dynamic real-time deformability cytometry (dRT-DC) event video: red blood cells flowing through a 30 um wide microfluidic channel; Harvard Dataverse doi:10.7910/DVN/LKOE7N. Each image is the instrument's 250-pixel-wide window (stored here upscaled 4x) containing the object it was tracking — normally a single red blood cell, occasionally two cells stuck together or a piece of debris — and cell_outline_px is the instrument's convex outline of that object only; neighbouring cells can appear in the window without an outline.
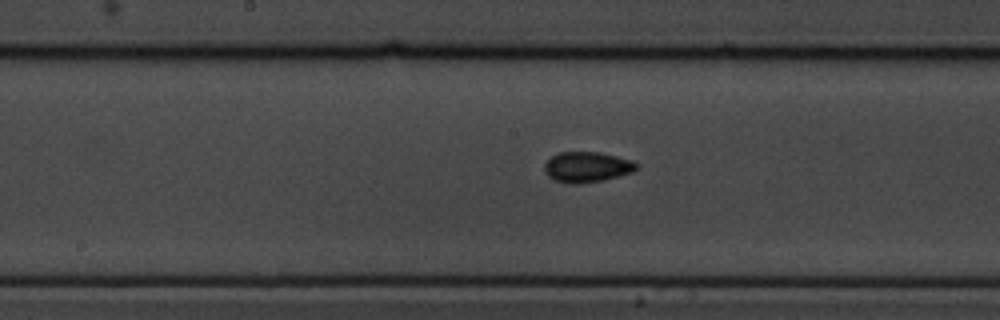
{"species": "common noctule bat (a hibernating species)", "species_latin": "Nyctalus noctula", "temperature_condition": "cold", "stored_images_in_passage": 5, "camera_frame_rate_fps": 3000, "um_per_image_px": 0.085, "animal": {"sex": "male", "body_mass_g": 19.5, "forearm_length_mm": 54.6}, "frame": {"image": 1, "passage_image": 5, "time_ms": 5.333, "image_size_px": [1000, 320], "cell_outline_px": [[640, 164], [632, 172], [604, 180], [580, 184], [572, 184], [552, 180], [544, 172], [544, 164], [552, 156], [560, 152], [600, 152], [632, 160]], "centroid_in_image_um": [49.88, 14.2], "position_along_channel_um": 198.3, "area_um2": 16.47}}